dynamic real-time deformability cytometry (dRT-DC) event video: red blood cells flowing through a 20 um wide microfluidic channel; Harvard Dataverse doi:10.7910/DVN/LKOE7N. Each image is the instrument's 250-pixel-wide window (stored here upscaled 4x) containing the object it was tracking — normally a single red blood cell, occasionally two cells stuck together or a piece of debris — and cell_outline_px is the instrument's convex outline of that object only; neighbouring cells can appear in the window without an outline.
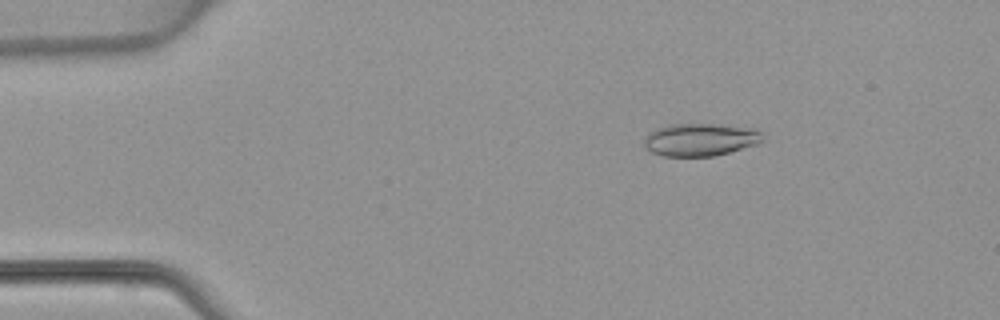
{"species": "common noctule bat (a hibernating species)", "species_latin": "Nyctalus noctula", "temperature_condition": "warm", "stored_images_in_passage": 3, "camera_frame_rate_fps": 3000, "um_per_image_px": 0.085, "animal": {"sex": "female", "body_mass_g": 22.7, "forearm_length_mm": 54.2}, "frame": {"image": 1, "passage_image": 1, "time_ms": 0.0, "image_size_px": [1000, 320], "cell_outline_px": [[764, 140], [760, 144], [712, 156], [664, 156], [652, 152], [644, 148], [644, 136], [648, 132], [656, 128], [668, 124], [716, 124], [756, 128], [760, 132]], "centroid_in_image_um": [59.51, 11.86], "position_along_channel_um": 25.5, "area_um2": 22.83}}